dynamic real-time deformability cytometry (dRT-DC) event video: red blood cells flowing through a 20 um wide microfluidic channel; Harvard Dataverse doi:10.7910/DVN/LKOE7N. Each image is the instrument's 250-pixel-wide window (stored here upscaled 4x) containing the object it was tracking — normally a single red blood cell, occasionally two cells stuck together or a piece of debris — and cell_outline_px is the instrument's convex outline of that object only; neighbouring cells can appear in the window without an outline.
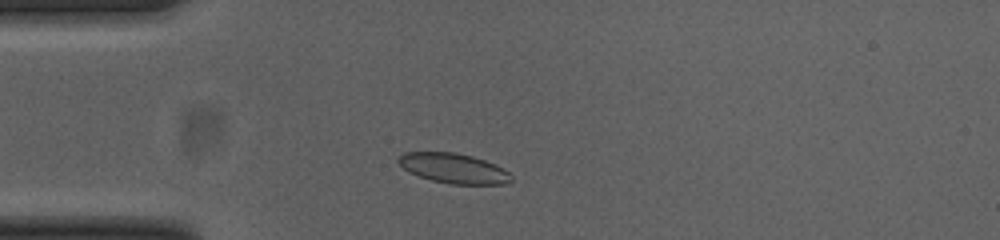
{"species": "common noctule bat (a hibernating species)", "species_latin": "Nyctalus noctula", "temperature_condition": "cold", "stored_images_in_passage": 44, "camera_frame_rate_fps": 3000, "um_per_image_px": 0.085, "animal": {"sex": "female", "body_mass_g": 23.0, "forearm_length_mm": 53.4}, "frame": {"image": 1, "passage_image": 5, "time_ms": 1.333, "image_size_px": [1000, 240], "cell_outline_px": [[512, 180], [508, 184], [452, 184], [432, 180], [408, 172], [396, 160], [404, 152], [456, 152], [472, 156], [484, 160], [504, 168], [512, 176]], "centroid_in_image_um": [38.57, 14.3], "position_along_channel_um": 46.4, "area_um2": 19.65}}
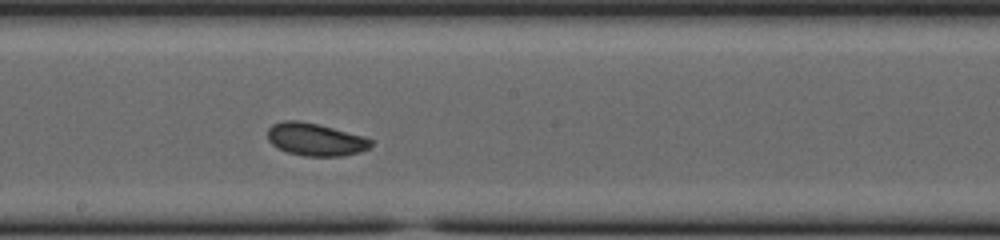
{"frame": {"image": 2, "passage_image": 20, "time_ms": 6.333, "image_size_px": [1000, 240], "cell_outline_px": [[372, 144], [368, 148], [360, 152], [344, 156], [304, 156], [288, 152], [272, 144], [268, 140], [268, 128], [272, 124], [284, 120], [300, 120], [364, 136], [372, 140]], "centroid_in_image_um": [26.8, 11.85], "position_along_channel_um": 221.4, "area_um2": 19.54}}
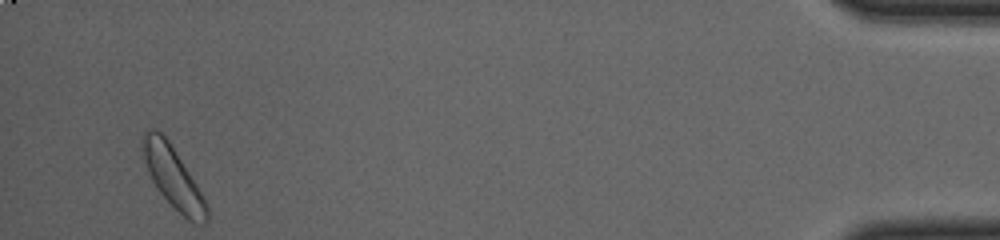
{"frame": {"image": 3, "passage_image": 42, "time_ms": 13.667, "image_size_px": [1000, 240], "cell_outline_px": [[208, 224], [196, 224], [188, 220], [160, 192], [152, 180], [144, 160], [140, 148], [140, 140], [144, 132], [148, 128], [152, 128], [160, 132], [168, 140], [208, 204]], "centroid_in_image_um": [14.69, 15.05], "position_along_channel_um": 420.5, "area_um2": 22.48}, "authors_computed_cell_mechanics": {"area_um2": 19.6809, "velocity_mm_per_s": 3.8119, "shape_relaxation_time_tau1_ms": 3.3343, "shape_relaxation_time_tau2_ms": null, "deformation_change_tau1": 0.0907, "deformation_change_tau2": null}}